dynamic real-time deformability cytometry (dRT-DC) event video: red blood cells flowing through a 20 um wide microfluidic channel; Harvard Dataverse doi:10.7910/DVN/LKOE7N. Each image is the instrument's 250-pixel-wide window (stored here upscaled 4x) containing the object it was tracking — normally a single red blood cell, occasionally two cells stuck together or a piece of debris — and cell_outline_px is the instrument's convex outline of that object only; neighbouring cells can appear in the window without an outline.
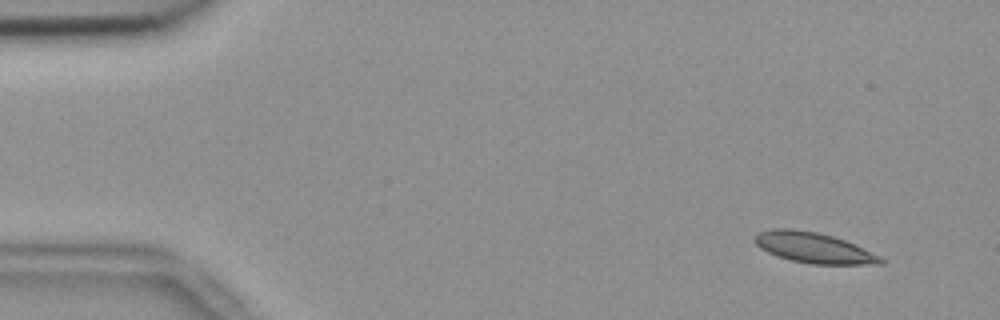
{"species": "common noctule bat (a hibernating species)", "species_latin": "Nyctalus noctula", "temperature_condition": "room temperature", "stored_images_in_passage": 54, "camera_frame_rate_fps": 3000, "um_per_image_px": 0.085, "animal": {"sex": "female", "body_mass_g": 18.4}, "frame": {"image": 1, "passage_image": 4, "time_ms": 1.0, "image_size_px": [1000, 320], "cell_outline_px": [[888, 260], [884, 264], [812, 264], [792, 260], [776, 256], [760, 248], [752, 240], [752, 236], [760, 232], [772, 228], [788, 228], [816, 232], [832, 236], [844, 240], [880, 256]], "centroid_in_image_um": [69.14, 21.06], "position_along_channel_um": 15.9, "area_um2": 22.37}}
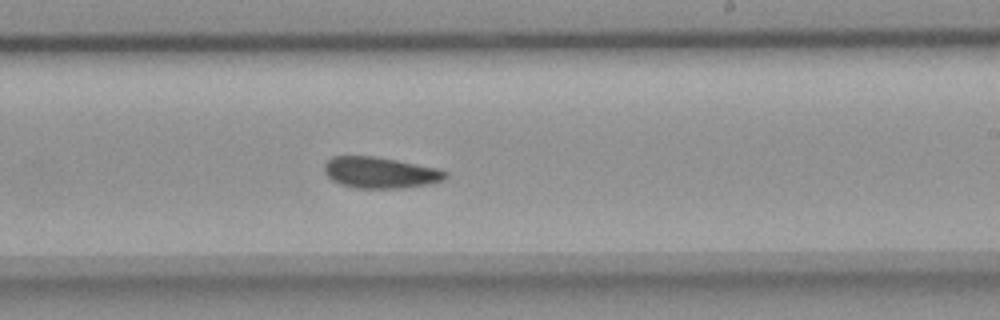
{"frame": {"image": 2, "passage_image": 32, "time_ms": 10.333, "image_size_px": [1000, 320], "cell_outline_px": [[448, 176], [444, 180], [432, 184], [404, 188], [356, 188], [340, 184], [332, 180], [324, 172], [324, 164], [332, 156], [376, 156], [440, 168], [448, 172]], "centroid_in_image_um": [32.37, 14.67], "position_along_channel_um": 256.6, "area_um2": 22.37}}
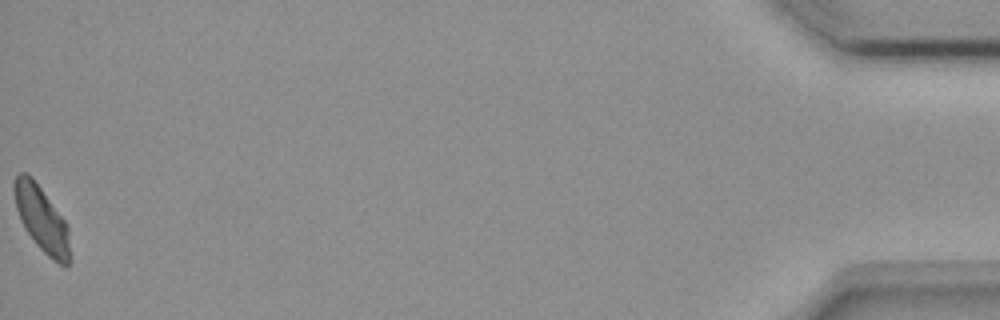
{"frame": {"image": 3, "passage_image": 54, "time_ms": 17.667, "image_size_px": [1000, 320], "cell_outline_px": [[68, 268], [64, 268], [48, 256], [36, 244], [24, 228], [20, 220], [16, 208], [12, 188], [12, 184], [16, 176], [20, 172], [24, 172], [32, 176], [68, 224]], "centroid_in_image_um": [3.51, 18.58], "position_along_channel_um": 431.7, "area_um2": 21.27}, "authors_computed_cell_mechanics": {"area_um2": 22.2241, "velocity_mm_per_s": 3.7352, "shape_relaxation_time_tau1_ms": 9.0269, "shape_relaxation_time_tau2_ms": null, "deformation_change_tau1": 0.1404, "deformation_change_tau2": null}}